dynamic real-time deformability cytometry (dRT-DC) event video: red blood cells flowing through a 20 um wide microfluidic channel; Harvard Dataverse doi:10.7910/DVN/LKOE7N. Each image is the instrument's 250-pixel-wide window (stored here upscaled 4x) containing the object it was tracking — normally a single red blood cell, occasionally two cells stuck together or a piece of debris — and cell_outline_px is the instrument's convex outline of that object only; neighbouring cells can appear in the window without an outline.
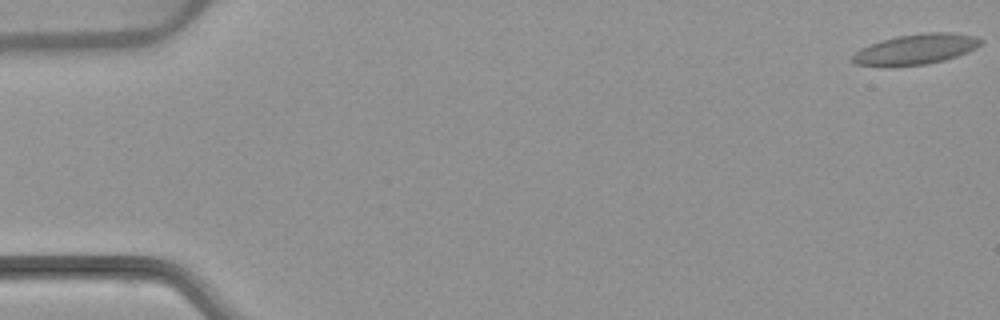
{"species": "common noctule bat (a hibernating species)", "species_latin": "Nyctalus noctula", "temperature_condition": "warm", "stored_images_in_passage": 4, "camera_frame_rate_fps": 3000, "um_per_image_px": 0.085, "animal": {"sex": "female", "body_mass_g": 22.7, "forearm_length_mm": 54.2}, "frame": {"image": 1, "passage_image": 1, "time_ms": 0.0, "image_size_px": [1000, 320], "cell_outline_px": [[984, 40], [976, 48], [968, 52], [944, 60], [924, 64], [856, 64], [852, 60], [852, 56], [860, 48], [896, 36], [928, 32], [948, 32], [976, 36]], "centroid_in_image_um": [77.94, 4.14], "position_along_channel_um": 7.1, "area_um2": 21.85}}
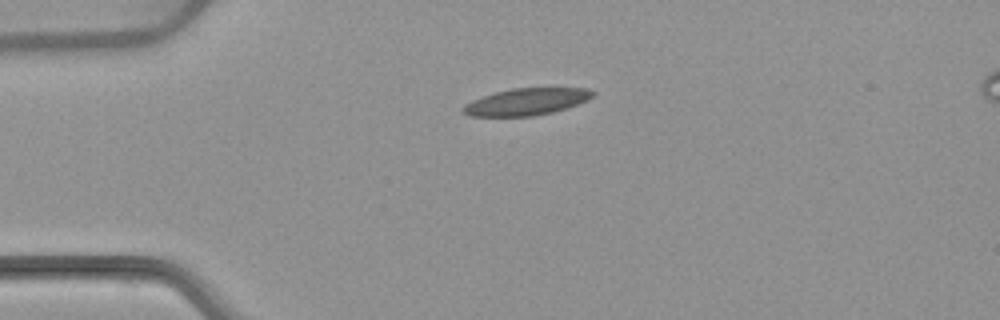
{"frame": {"image": 2, "passage_image": 3, "time_ms": 4.333, "image_size_px": [1000, 320], "cell_outline_px": [[596, 92], [588, 100], [552, 112], [532, 116], [468, 116], [460, 112], [460, 108], [464, 104], [472, 100], [496, 92], [512, 88], [588, 88]], "centroid_in_image_um": [44.69, 8.65], "position_along_channel_um": 40.3, "area_um2": 20.29}}